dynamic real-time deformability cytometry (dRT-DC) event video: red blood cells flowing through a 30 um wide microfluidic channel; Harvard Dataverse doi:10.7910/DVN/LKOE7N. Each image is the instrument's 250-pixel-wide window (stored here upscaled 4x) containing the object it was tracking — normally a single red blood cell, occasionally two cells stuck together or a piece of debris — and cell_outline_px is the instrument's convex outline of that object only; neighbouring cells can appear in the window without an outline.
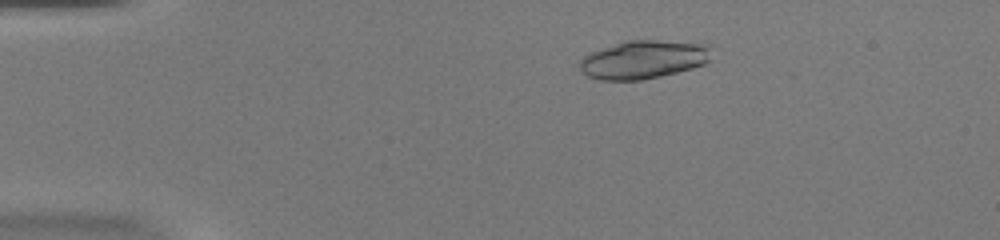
{"species": "common noctule bat (a hibernating species)", "species_latin": "Nyctalus noctula", "temperature_condition": "warm", "stored_images_in_passage": 52, "camera_frame_rate_fps": 3000, "um_per_image_px": 0.085, "animal": {"sex": "female", "body_mass_g": 20.0, "forearm_length_mm": 54.0}, "frame": {"image": 1, "passage_image": 10, "time_ms": 3.0, "image_size_px": [1000, 240], "cell_outline_px": [[708, 60], [704, 64], [692, 68], [644, 80], [600, 80], [588, 76], [580, 68], [580, 60], [588, 52], [624, 40], [704, 40], [708, 44]], "centroid_in_image_um": [54.72, 5.02], "position_along_channel_um": 30.3, "area_um2": 30.0}}